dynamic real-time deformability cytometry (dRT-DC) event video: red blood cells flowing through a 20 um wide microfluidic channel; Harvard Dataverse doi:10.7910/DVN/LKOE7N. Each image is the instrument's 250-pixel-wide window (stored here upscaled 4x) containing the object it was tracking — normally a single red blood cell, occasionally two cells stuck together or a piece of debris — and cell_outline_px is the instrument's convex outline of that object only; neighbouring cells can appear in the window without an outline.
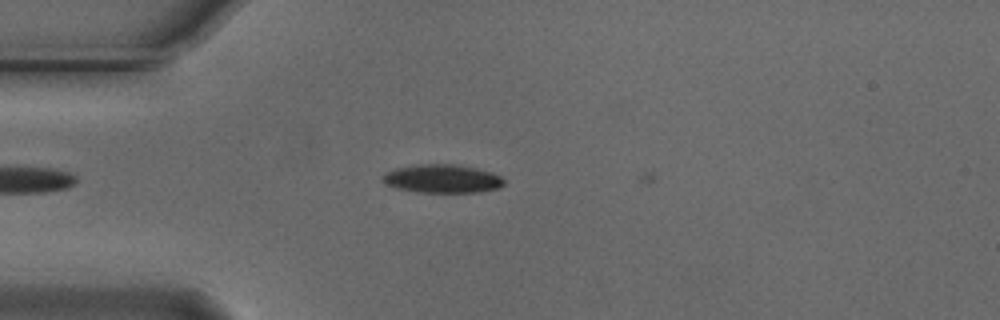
{"species": "Egyptian fruit bat (a non-hibernating species)", "species_latin": "Rousettus aegyptiacus", "temperature_condition": "cold", "stored_images_in_passage": 10, "camera_frame_rate_fps": 3000, "um_per_image_px": 0.085, "animal": {"sex": "male"}, "frame": {"image": 1, "passage_image": 9, "time_ms": 2.667, "image_size_px": [1000, 320], "cell_outline_px": [[504, 184], [500, 188], [480, 192], [416, 192], [396, 188], [380, 180], [388, 172], [396, 168], [416, 164], [456, 164], [476, 168], [492, 172], [500, 176], [504, 180]], "centroid_in_image_um": [37.63, 15.19], "position_along_channel_um": 47.4, "area_um2": 20.11}}